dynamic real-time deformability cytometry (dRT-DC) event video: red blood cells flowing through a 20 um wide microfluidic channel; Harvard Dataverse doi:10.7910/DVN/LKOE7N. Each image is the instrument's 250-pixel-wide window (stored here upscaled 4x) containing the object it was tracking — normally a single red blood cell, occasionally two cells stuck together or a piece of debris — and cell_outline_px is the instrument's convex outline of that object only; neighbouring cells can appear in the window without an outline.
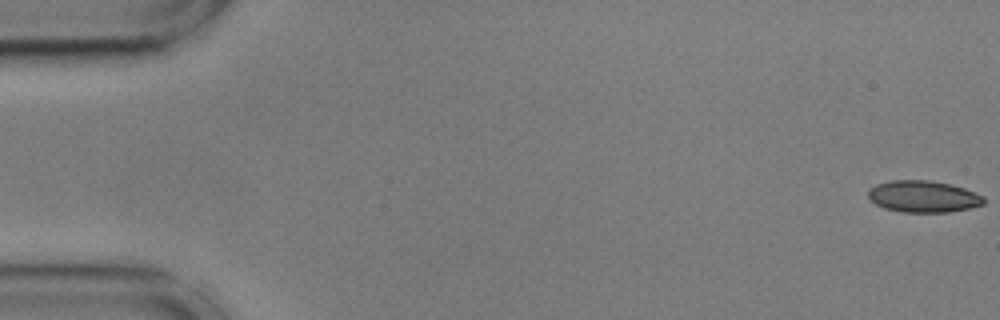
{"species": "common noctule bat (a hibernating species)", "species_latin": "Nyctalus noctula", "temperature_condition": "cold", "stored_images_in_passage": 9, "camera_frame_rate_fps": 3000, "um_per_image_px": 0.085, "animal": {"sex": "male", "body_mass_g": 17.9, "forearm_length_mm": 54.2}, "frame": {"image": 1, "passage_image": 1, "time_ms": 0.0, "image_size_px": [1000, 320], "cell_outline_px": [[984, 204], [968, 208], [948, 212], [904, 212], [884, 208], [876, 204], [868, 196], [868, 192], [876, 184], [892, 180], [928, 180], [948, 184], [964, 188], [984, 196]], "centroid_in_image_um": [78.48, 16.7], "position_along_channel_um": 6.5, "area_um2": 21.1}}